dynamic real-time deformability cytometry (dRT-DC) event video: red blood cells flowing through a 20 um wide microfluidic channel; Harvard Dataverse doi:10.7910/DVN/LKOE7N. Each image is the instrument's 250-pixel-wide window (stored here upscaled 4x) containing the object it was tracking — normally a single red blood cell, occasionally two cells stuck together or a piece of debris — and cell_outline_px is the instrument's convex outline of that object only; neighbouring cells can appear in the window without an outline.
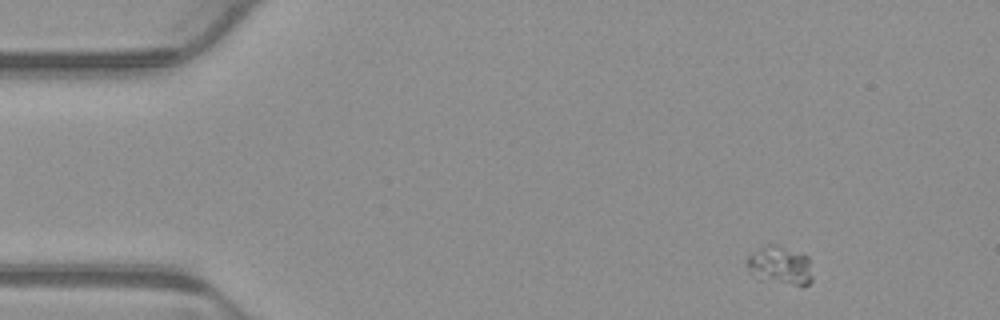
{"species": "common noctule bat (a hibernating species)", "species_latin": "Nyctalus noctula", "temperature_condition": "warm", "stored_images_in_passage": 6, "camera_frame_rate_fps": 3000, "um_per_image_px": 0.085, "animal": {"sex": "male", "body_mass_g": 23.1, "forearm_length_mm": 52.7}, "frame": {"image": 1, "passage_image": 1, "time_ms": 0.0, "image_size_px": [1000, 320], "cell_outline_px": [[812, 280], [808, 284], [796, 284], [760, 280], [748, 268], [748, 256], [764, 244], [776, 244], [808, 256], [812, 276]], "centroid_in_image_um": [66.31, 22.53], "position_along_channel_um": 18.7, "area_um2": 14.33}}
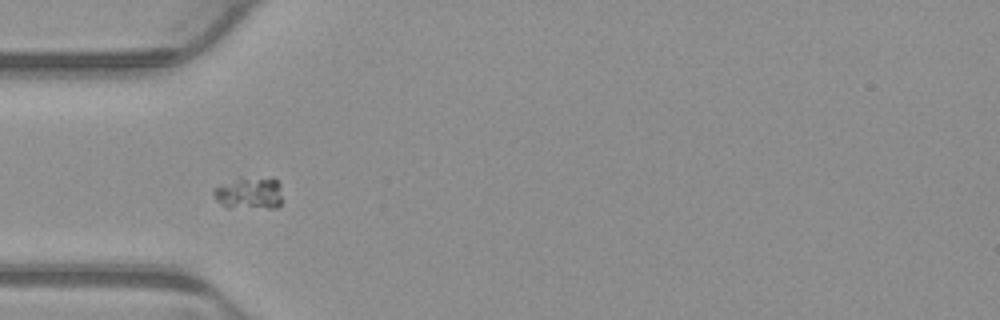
{"frame": {"image": 2, "passage_image": 4, "time_ms": 1.0, "image_size_px": [1000, 320], "cell_outline_px": [[280, 204], [276, 208], [228, 208], [220, 204], [216, 200], [212, 192], [212, 188], [220, 184], [240, 176], [272, 176], [280, 184]], "centroid_in_image_um": [21.15, 16.38], "position_along_channel_um": 63.9, "area_um2": 13.64}}
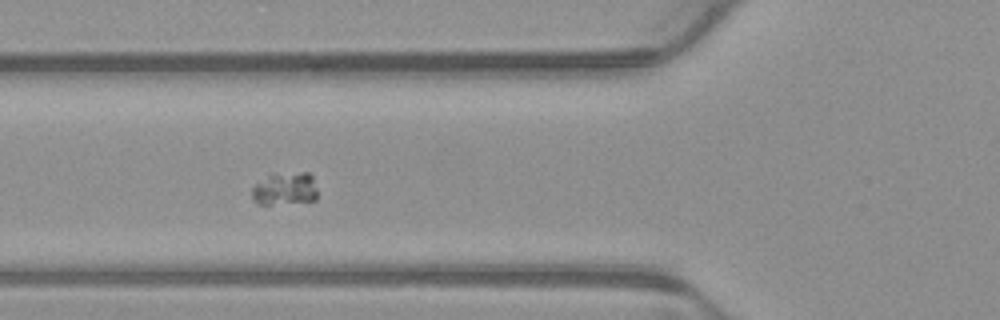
{"frame": {"image": 3, "passage_image": 5, "time_ms": 1.333, "image_size_px": [1000, 320], "cell_outline_px": [[316, 200], [268, 204], [260, 204], [252, 200], [252, 188], [256, 184], [272, 172], [308, 172], [312, 176], [316, 188]], "centroid_in_image_um": [24.21, 16.01], "position_along_channel_um": 101.6, "area_um2": 12.54}}